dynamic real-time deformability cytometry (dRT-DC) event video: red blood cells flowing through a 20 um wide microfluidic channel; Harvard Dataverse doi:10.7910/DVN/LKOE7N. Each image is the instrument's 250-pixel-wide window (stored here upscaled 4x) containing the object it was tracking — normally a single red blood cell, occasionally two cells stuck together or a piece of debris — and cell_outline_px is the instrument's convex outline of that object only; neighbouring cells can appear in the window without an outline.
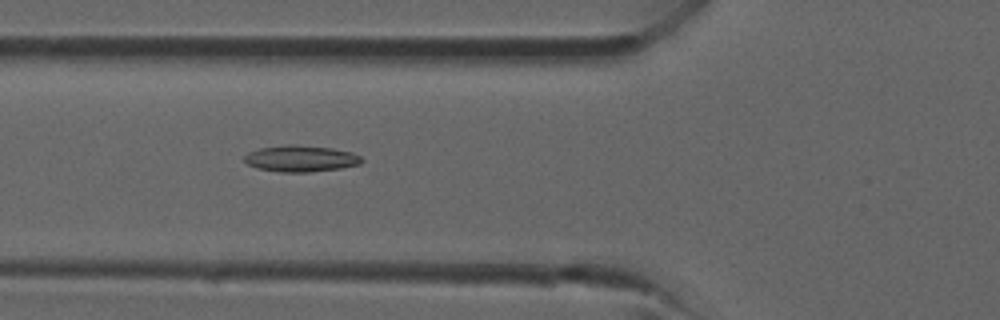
{"species": "common noctule bat (a hibernating species)", "species_latin": "Nyctalus noctula", "temperature_condition": "room temperature", "stored_images_in_passage": 32, "camera_frame_rate_fps": 3000, "um_per_image_px": 0.085, "animal": {"sex": "male", "forearm_length_mm": 52.5}, "frame": {"image": 1, "passage_image": 7, "time_ms": 2.0, "image_size_px": [1000, 320], "cell_outline_px": [[364, 160], [360, 164], [340, 168], [308, 172], [280, 172], [260, 168], [248, 164], [244, 160], [244, 156], [248, 152], [260, 148], [288, 144], [296, 144], [332, 148], [352, 152], [360, 156]], "centroid_in_image_um": [25.58, 13.47], "position_along_channel_um": 100.2, "area_um2": 17.98}}
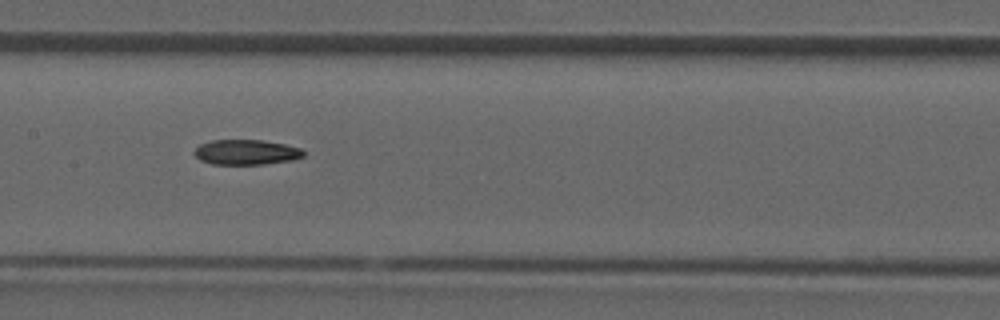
{"frame": {"image": 2, "passage_image": 12, "time_ms": 3.667, "image_size_px": [1000, 320], "cell_outline_px": [[304, 156], [292, 160], [260, 164], [212, 164], [200, 160], [192, 152], [200, 144], [212, 140], [264, 140], [284, 144], [300, 148], [304, 152]], "centroid_in_image_um": [20.9, 12.93], "position_along_channel_um": 186.5, "area_um2": 15.9}}
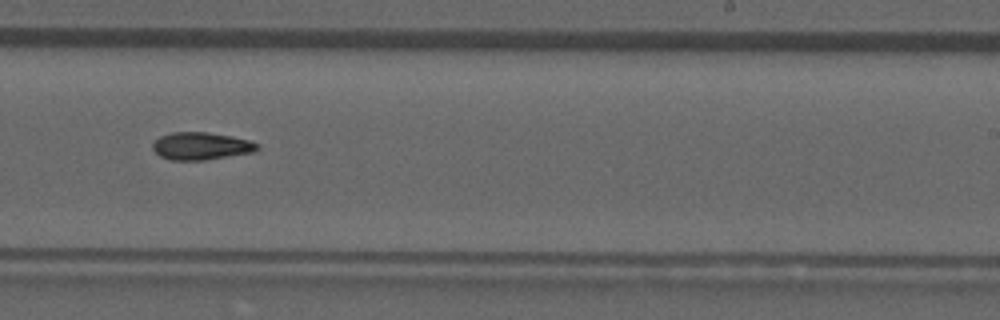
{"frame": {"image": 3, "passage_image": 17, "time_ms": 5.333, "image_size_px": [1000, 320], "cell_outline_px": [[260, 148], [256, 152], [204, 160], [172, 160], [160, 156], [152, 148], [152, 144], [160, 136], [172, 132], [208, 132], [232, 136], [248, 140], [260, 144]], "centroid_in_image_um": [17.13, 12.41], "position_along_channel_um": 271.9, "area_um2": 16.88}}